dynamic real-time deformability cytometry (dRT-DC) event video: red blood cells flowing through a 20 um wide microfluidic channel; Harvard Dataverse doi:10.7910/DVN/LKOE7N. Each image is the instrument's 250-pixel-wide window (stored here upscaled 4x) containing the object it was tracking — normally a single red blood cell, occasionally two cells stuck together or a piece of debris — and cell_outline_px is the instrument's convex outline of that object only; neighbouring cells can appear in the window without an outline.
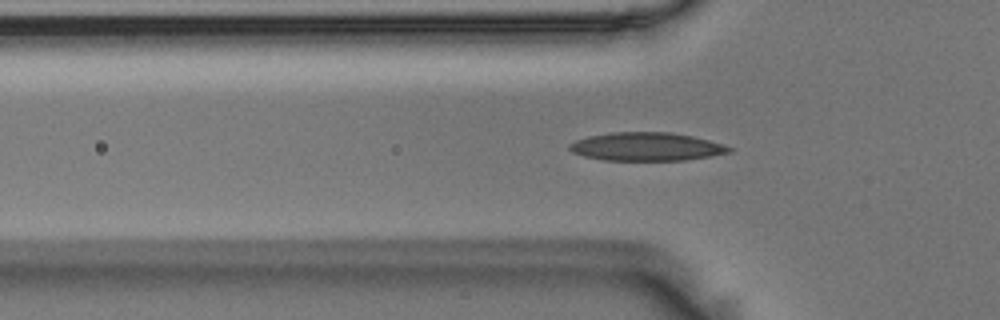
{"species": "Egyptian fruit bat (a non-hibernating species)", "species_latin": "Rousettus aegyptiacus", "temperature_condition": "room temperature", "stored_images_in_passage": 39, "camera_frame_rate_fps": 3000, "um_per_image_px": 0.085, "animal": {"sex": "male"}, "frame": {"image": 1, "passage_image": 2, "time_ms": 0.333, "image_size_px": [1000, 320], "cell_outline_px": [[732, 152], [684, 160], [604, 160], [584, 156], [572, 152], [568, 148], [568, 144], [576, 140], [588, 136], [612, 132], [672, 132], [692, 136], [708, 140], [732, 148]], "centroid_in_image_um": [54.9, 12.46], "position_along_channel_um": 70.9, "area_um2": 26.18}}
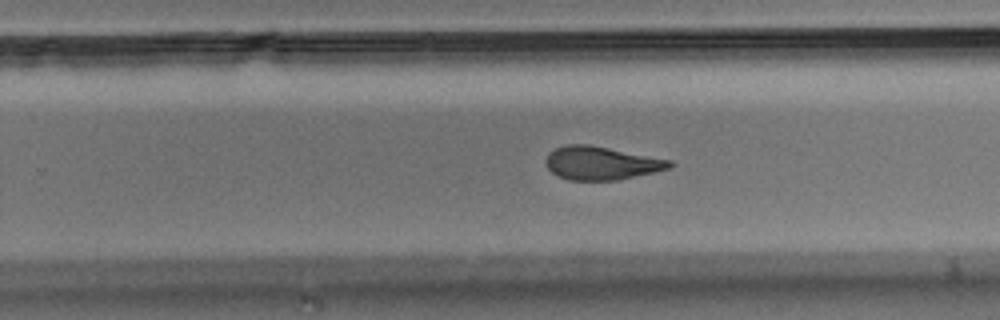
{"frame": {"image": 2, "passage_image": 19, "time_ms": 6.0, "image_size_px": [1000, 320], "cell_outline_px": [[672, 164], [668, 168], [656, 172], [616, 180], [568, 180], [552, 172], [548, 168], [544, 160], [548, 152], [556, 148], [568, 144], [588, 144], [672, 160]], "centroid_in_image_um": [51.08, 13.86], "position_along_channel_um": 278.7, "area_um2": 23.93}}
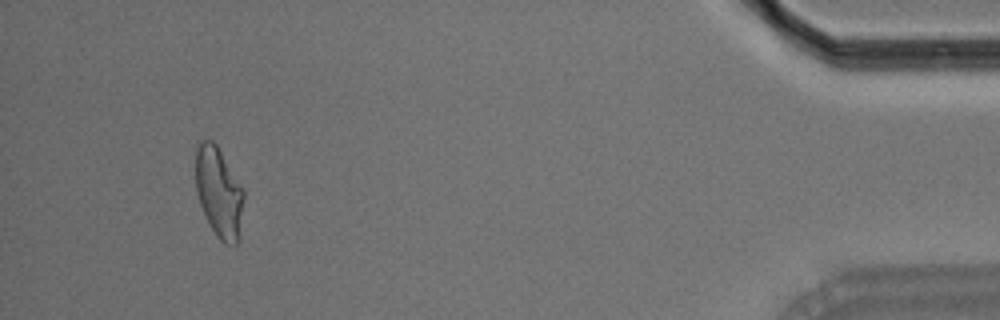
{"frame": {"image": 3, "passage_image": 36, "time_ms": 11.667, "image_size_px": [1000, 320], "cell_outline_px": [[244, 200], [240, 240], [236, 244], [224, 244], [216, 236], [200, 204], [196, 188], [196, 140], [212, 140], [216, 144], [244, 188]], "centroid_in_image_um": [18.63, 16.34], "position_along_channel_um": 416.6, "area_um2": 25.61}, "authors_computed_cell_mechanics": {"area_um2": 24.9696, "velocity_mm_per_s": 3.6569, "shape_relaxation_time_tau1_ms": null, "shape_relaxation_time_tau2_ms": 2.7507, "deformation_change_tau1": null, "deformation_change_tau2": 0.0977}}